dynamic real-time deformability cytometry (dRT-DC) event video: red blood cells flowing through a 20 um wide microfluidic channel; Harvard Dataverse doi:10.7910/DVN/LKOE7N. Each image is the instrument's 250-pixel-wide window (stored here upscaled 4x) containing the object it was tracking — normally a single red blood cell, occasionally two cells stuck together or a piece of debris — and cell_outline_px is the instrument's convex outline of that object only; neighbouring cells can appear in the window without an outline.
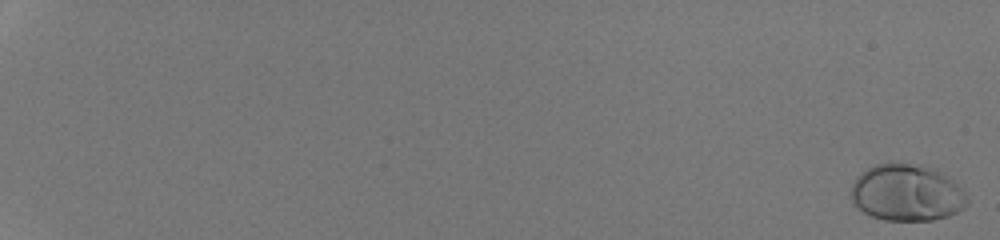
{"species": "human", "species_latin": "Homo sapiens", "temperature_condition": "room temperature", "stored_images_in_passage": 54, "camera_frame_rate_fps": 3000, "um_per_image_px": 0.085, "donor": {"sex": "male"}, "frame": {"image": 1, "passage_image": 1, "time_ms": 0.0, "image_size_px": [1000, 240], "cell_outline_px": [[968, 204], [964, 208], [948, 216], [932, 220], [884, 220], [872, 216], [864, 212], [852, 204], [852, 184], [856, 176], [860, 172], [876, 164], [888, 160], [920, 164], [936, 168], [956, 184], [968, 196]], "centroid_in_image_um": [77.05, 16.35], "position_along_channel_um": 7.9, "area_um2": 39.02}}
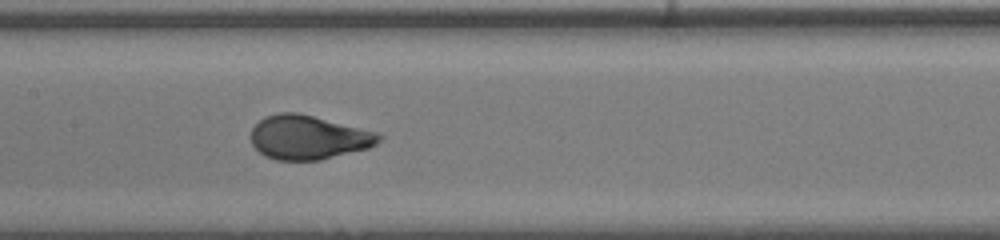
{"frame": {"image": 2, "passage_image": 32, "time_ms": 10.333, "image_size_px": [1000, 240], "cell_outline_px": [[384, 136], [376, 144], [368, 148], [320, 160], [276, 160], [264, 156], [252, 144], [252, 128], [264, 116], [280, 112], [296, 112], [380, 132]], "centroid_in_image_um": [26.23, 11.67], "position_along_channel_um": 181.2, "area_um2": 32.89}}
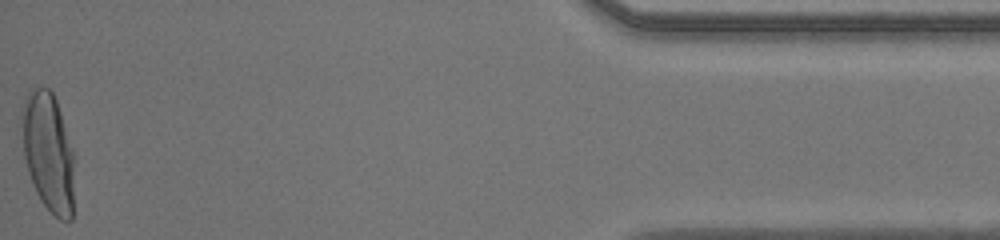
{"frame": {"image": 3, "passage_image": 54, "time_ms": 17.667, "image_size_px": [1000, 240], "cell_outline_px": [[76, 152], [72, 220], [60, 220], [40, 200], [32, 184], [28, 172], [24, 156], [20, 116], [20, 112], [24, 100], [28, 92], [32, 88], [48, 88], [52, 92], [56, 100]], "centroid_in_image_um": [4.13, 12.92], "position_along_channel_um": 431.1, "area_um2": 37.51}, "authors_computed_cell_mechanics": {"area_um2": 33.3217, "velocity_mm_per_s": 4.2776, "shape_relaxation_time_tau1_ms": 3.1634, "shape_relaxation_time_tau2_ms": null, "deformation_change_tau1": 0.1844, "deformation_change_tau2": null}}